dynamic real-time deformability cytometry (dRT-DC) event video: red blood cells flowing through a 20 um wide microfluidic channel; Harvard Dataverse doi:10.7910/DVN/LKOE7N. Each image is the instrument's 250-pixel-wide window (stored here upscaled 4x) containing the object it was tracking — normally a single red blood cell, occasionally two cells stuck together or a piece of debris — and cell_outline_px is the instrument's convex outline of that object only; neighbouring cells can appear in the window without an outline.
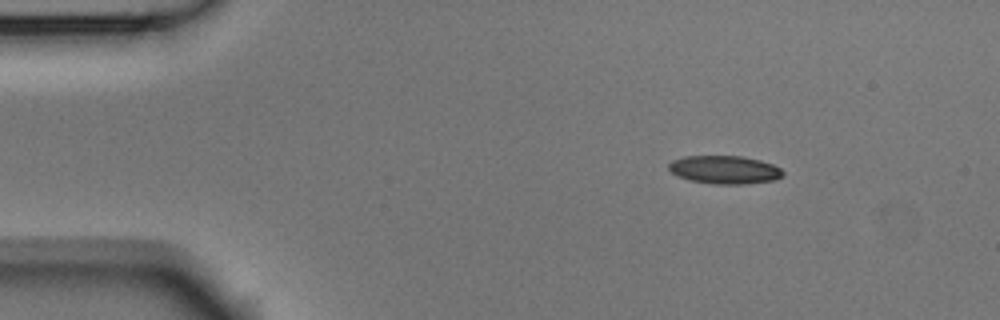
{"species": "Egyptian fruit bat (a non-hibernating species)", "species_latin": "Rousettus aegyptiacus", "temperature_condition": "room temperature", "stored_images_in_passage": 4, "camera_frame_rate_fps": 3000, "um_per_image_px": 0.085, "animal": {"sex": "male"}, "frame": {"image": 1, "passage_image": 1, "time_ms": 0.0, "image_size_px": [1000, 320], "cell_outline_px": [[784, 176], [776, 180], [744, 184], [712, 184], [688, 180], [676, 176], [668, 168], [668, 164], [672, 160], [684, 156], [744, 156], [760, 160], [772, 164], [780, 168], [784, 172]], "centroid_in_image_um": [61.59, 14.43], "position_along_channel_um": 23.4, "area_um2": 19.02}}
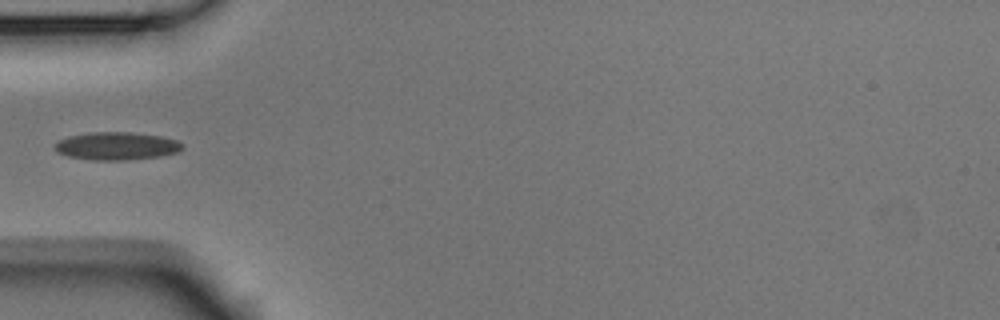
{"frame": {"image": 2, "passage_image": 4, "time_ms": 1.0, "image_size_px": [1000, 320], "cell_outline_px": [[184, 148], [180, 152], [160, 156], [124, 160], [92, 160], [68, 156], [56, 152], [52, 148], [60, 140], [68, 136], [88, 132], [132, 132], [160, 136], [176, 140], [184, 144]], "centroid_in_image_um": [9.92, 12.41], "position_along_channel_um": 75.1, "area_um2": 20.87}}